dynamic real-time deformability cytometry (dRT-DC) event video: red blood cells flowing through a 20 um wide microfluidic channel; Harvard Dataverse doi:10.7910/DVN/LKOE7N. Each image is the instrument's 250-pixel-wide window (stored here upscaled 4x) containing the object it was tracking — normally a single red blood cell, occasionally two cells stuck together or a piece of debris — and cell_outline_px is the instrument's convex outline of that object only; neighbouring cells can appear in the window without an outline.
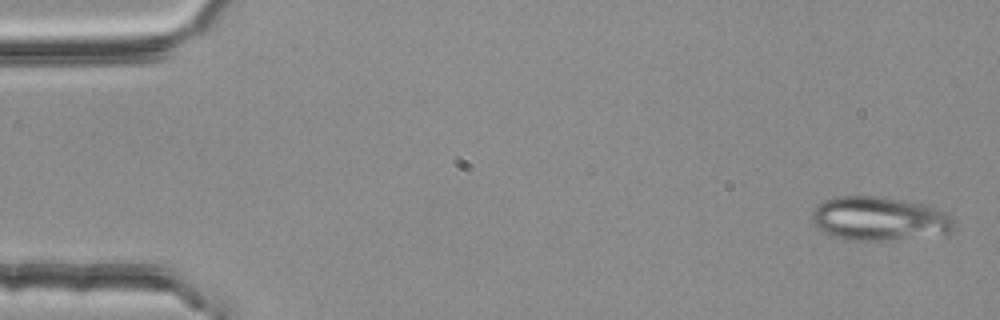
{"species": "common noctule bat (a hibernating species)", "species_latin": "Nyctalus noctula", "temperature_condition": "room temperature", "stored_images_in_passage": 5, "segment_of_instrument_passage": [1, 2], "camera_frame_rate_fps": 3000, "um_per_image_px": 0.085, "animal": {"sex": "female", "body_mass_g": 25.1}, "frame": {"image": 1, "passage_image": 1, "time_ms": 0.0, "image_size_px": [1000, 320], "cell_outline_px": [[956, 228], [952, 232], [892, 240], [844, 240], [824, 232], [812, 220], [812, 212], [824, 200], [836, 196], [876, 196], [904, 200], [924, 204], [936, 208], [952, 216], [956, 224]], "centroid_in_image_um": [74.77, 18.58], "position_along_channel_um": 10.2, "area_um2": 36.24}}